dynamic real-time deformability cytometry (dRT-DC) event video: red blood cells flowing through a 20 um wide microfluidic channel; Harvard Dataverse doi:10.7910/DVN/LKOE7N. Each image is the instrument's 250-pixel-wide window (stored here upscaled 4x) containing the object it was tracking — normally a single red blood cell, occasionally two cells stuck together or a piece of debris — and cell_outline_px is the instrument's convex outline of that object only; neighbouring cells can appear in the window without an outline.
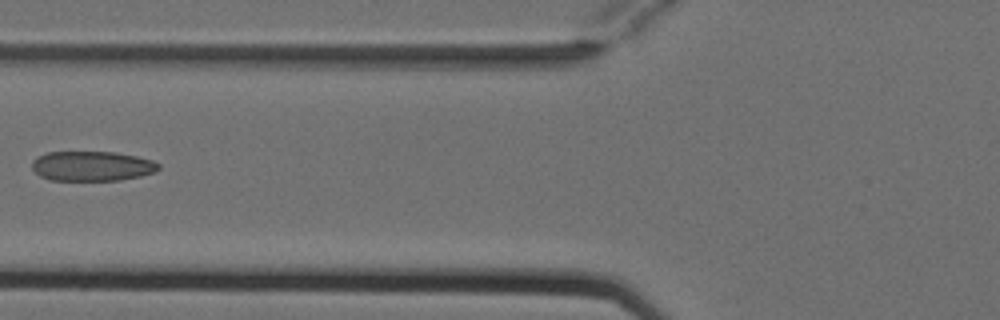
{"species": "Egyptian fruit bat (a non-hibernating species)", "species_latin": "Rousettus aegyptiacus", "temperature_condition": "cold", "stored_images_in_passage": 7, "camera_frame_rate_fps": 3000, "um_per_image_px": 0.085, "animal": {"sex": "female"}, "frame": {"image": 1, "passage_image": 6, "time_ms": 1.667, "image_size_px": [1000, 320], "cell_outline_px": [[160, 168], [156, 172], [140, 176], [120, 180], [52, 180], [40, 176], [32, 168], [32, 160], [36, 156], [48, 152], [116, 152], [136, 156], [152, 160], [160, 164]], "centroid_in_image_um": [7.83, 14.11], "position_along_channel_um": 118.0, "area_um2": 22.08}}
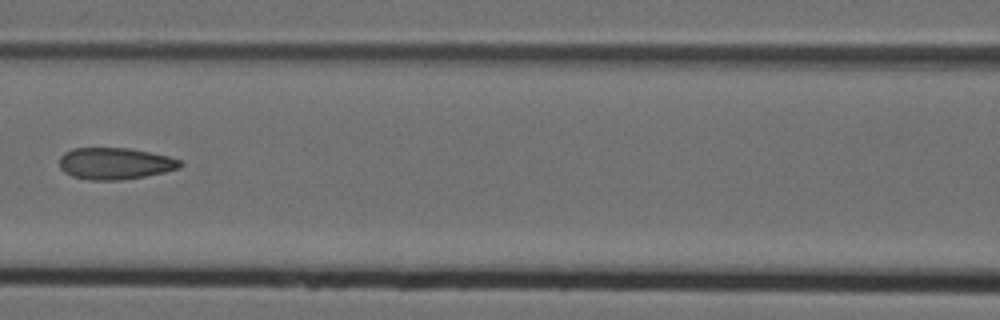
{"frame": {"image": 2, "passage_image": 7, "time_ms": 2.0, "image_size_px": [1000, 320], "cell_outline_px": [[184, 164], [180, 168], [164, 172], [144, 176], [120, 180], [88, 180], [72, 176], [64, 172], [60, 168], [60, 156], [64, 152], [72, 148], [128, 148], [168, 156], [180, 160]], "centroid_in_image_um": [9.76, 13.9], "position_along_channel_um": 156.8, "area_um2": 22.31}}